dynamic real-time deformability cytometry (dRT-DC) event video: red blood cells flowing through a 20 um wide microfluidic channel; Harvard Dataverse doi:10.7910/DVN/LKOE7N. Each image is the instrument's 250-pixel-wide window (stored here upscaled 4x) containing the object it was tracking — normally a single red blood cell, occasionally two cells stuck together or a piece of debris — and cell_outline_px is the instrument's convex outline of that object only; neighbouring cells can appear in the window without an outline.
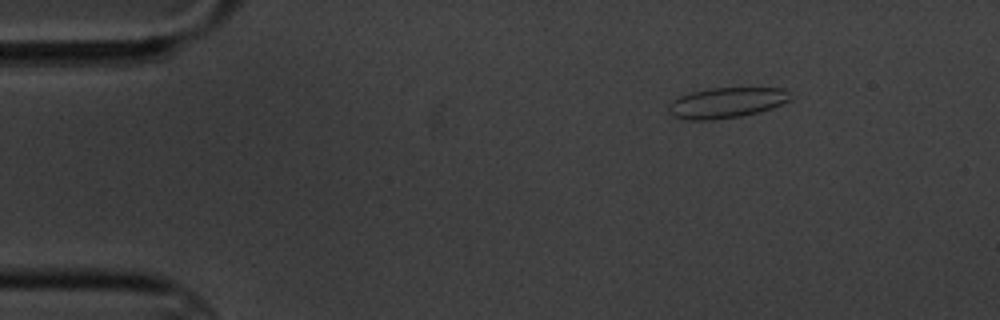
{"species": "common noctule bat (a hibernating species)", "species_latin": "Nyctalus noctula", "temperature_condition": "cold", "stored_images_in_passage": 6, "camera_frame_rate_fps": 3000, "um_per_image_px": 0.085, "animal": {"sex": "male", "body_mass_g": 20.1, "forearm_length_mm": 53.5}, "frame": {"image": 1, "passage_image": 3, "time_ms": 2.333, "image_size_px": [1000, 320], "cell_outline_px": [[792, 100], [772, 108], [760, 112], [740, 116], [712, 120], [684, 120], [672, 116], [668, 112], [668, 104], [672, 100], [680, 96], [692, 92], [712, 88], [784, 88], [788, 92]], "centroid_in_image_um": [61.73, 8.74], "position_along_channel_um": 23.3, "area_um2": 21.79}}
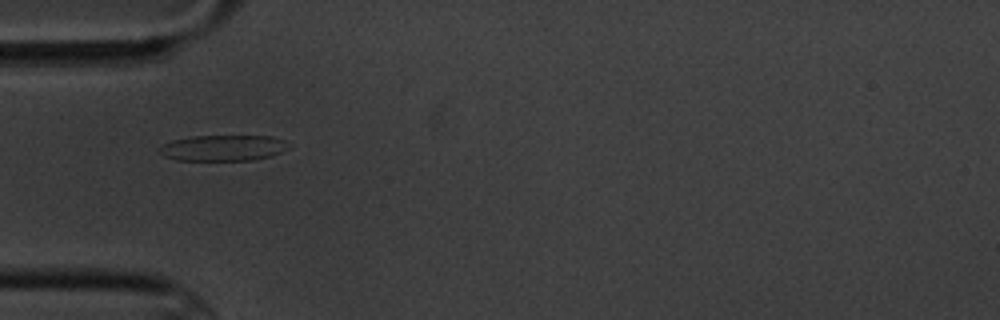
{"frame": {"image": 2, "passage_image": 6, "time_ms": 5.667, "image_size_px": [1000, 320], "cell_outline_px": [[292, 148], [272, 156], [252, 160], [176, 160], [164, 156], [160, 152], [160, 148], [164, 144], [172, 140], [192, 136], [272, 136], [284, 140], [292, 144]], "centroid_in_image_um": [19.06, 12.57], "position_along_channel_um": 65.9, "area_um2": 19.65}}